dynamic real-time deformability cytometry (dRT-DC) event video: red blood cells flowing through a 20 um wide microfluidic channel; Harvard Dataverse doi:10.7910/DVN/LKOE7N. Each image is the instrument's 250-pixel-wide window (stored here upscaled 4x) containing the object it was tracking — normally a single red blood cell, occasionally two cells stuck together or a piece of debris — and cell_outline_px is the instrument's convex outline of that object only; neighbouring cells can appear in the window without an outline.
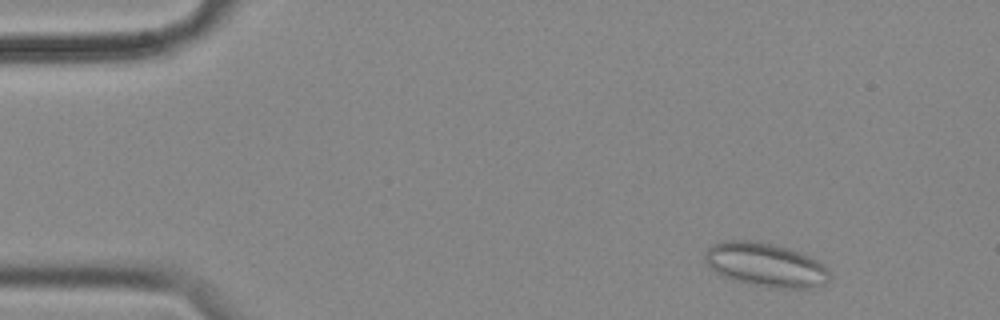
{"species": "common noctule bat (a hibernating species)", "species_latin": "Nyctalus noctula", "temperature_condition": "cold", "stored_images_in_passage": 54, "camera_frame_rate_fps": 3000, "um_per_image_px": 0.085, "animal": {"sex": "female", "body_mass_g": 18.4}, "frame": {"image": 1, "passage_image": 4, "time_ms": 1.0, "image_size_px": [1000, 320], "cell_outline_px": [[828, 280], [824, 284], [812, 288], [776, 288], [752, 284], [732, 280], [708, 268], [704, 260], [704, 252], [712, 244], [720, 240], [752, 240], [772, 244], [788, 248], [800, 252], [824, 264], [828, 272]], "centroid_in_image_um": [65.01, 22.5], "position_along_channel_um": 20.0, "area_um2": 31.96}}
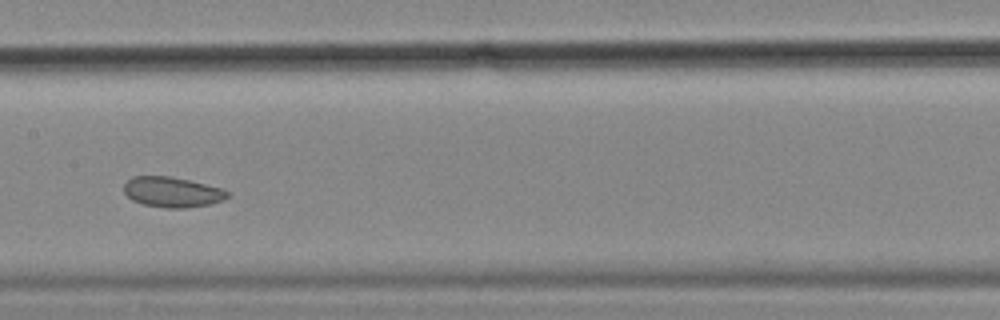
{"frame": {"image": 2, "passage_image": 26, "time_ms": 8.333, "image_size_px": [1000, 320], "cell_outline_px": [[228, 196], [224, 200], [212, 204], [184, 208], [164, 208], [144, 204], [132, 200], [124, 192], [124, 184], [132, 176], [172, 176], [224, 188], [228, 192]], "centroid_in_image_um": [14.66, 16.32], "position_along_channel_um": 192.7, "area_um2": 18.44}}
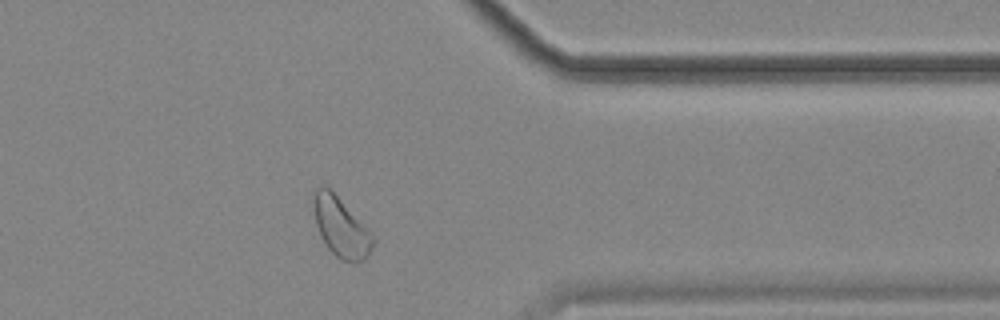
{"frame": {"image": 3, "passage_image": 43, "time_ms": 14.0, "image_size_px": [1000, 320], "cell_outline_px": [[376, 240], [368, 256], [356, 264], [352, 264], [340, 260], [328, 248], [320, 236], [316, 224], [312, 204], [312, 192], [320, 184], [324, 184], [376, 236]], "centroid_in_image_um": [28.98, 19.33], "position_along_channel_um": 382.4, "area_um2": 20.98}, "authors_computed_cell_mechanics": {"area_um2": 21.1548, "velocity_mm_per_s": 3.5383, "shape_relaxation_time_tau1_ms": null, "shape_relaxation_time_tau2_ms": 6.1291, "deformation_change_tau1": null, "deformation_change_tau2": 0.097}}